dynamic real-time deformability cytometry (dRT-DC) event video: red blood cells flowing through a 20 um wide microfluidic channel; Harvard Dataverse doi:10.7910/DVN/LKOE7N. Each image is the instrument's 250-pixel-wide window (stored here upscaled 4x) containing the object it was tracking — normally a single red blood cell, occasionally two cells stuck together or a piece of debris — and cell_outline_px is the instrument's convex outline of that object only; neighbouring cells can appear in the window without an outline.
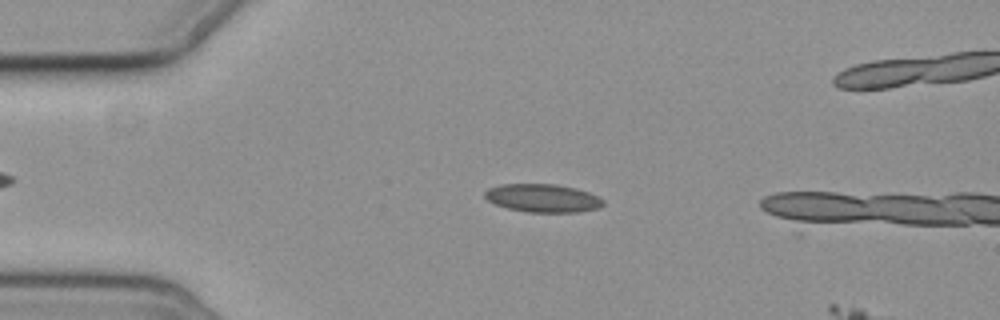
{"species": "common noctule bat (a hibernating species)", "species_latin": "Nyctalus noctula", "temperature_condition": "cold", "stored_images_in_passage": 3, "camera_frame_rate_fps": 3000, "um_per_image_px": 0.085, "animal": {"sex": "female", "body_mass_g": 19.3, "forearm_length_mm": 54.1}, "frame": {"image": 1, "passage_image": 2, "time_ms": 1.0, "image_size_px": [1000, 320], "cell_outline_px": [[604, 204], [596, 208], [580, 212], [528, 212], [508, 208], [496, 204], [488, 200], [484, 196], [484, 192], [488, 188], [500, 184], [556, 184], [576, 188], [588, 192], [604, 200]], "centroid_in_image_um": [46.12, 16.83], "position_along_channel_um": 38.9, "area_um2": 19.36}}